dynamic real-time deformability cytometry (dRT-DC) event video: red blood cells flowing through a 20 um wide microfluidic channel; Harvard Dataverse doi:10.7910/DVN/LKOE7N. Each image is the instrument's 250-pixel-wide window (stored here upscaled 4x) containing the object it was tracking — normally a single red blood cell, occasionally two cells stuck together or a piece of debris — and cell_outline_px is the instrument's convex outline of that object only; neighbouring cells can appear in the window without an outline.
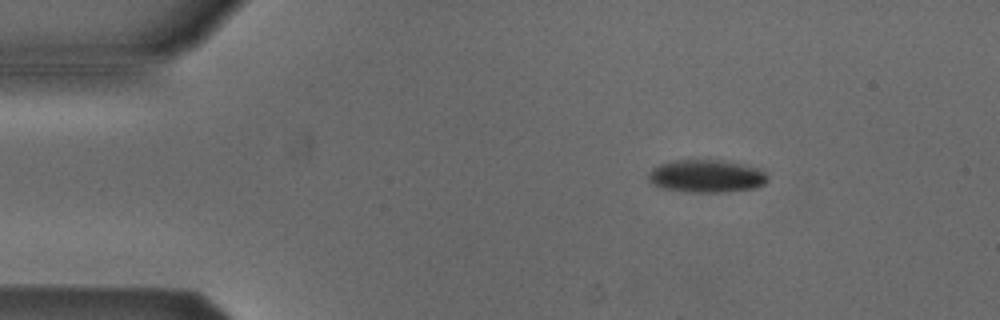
{"species": "Egyptian fruit bat (a non-hibernating species)", "species_latin": "Rousettus aegyptiacus", "temperature_condition": "cold", "stored_images_in_passage": 4, "camera_frame_rate_fps": 3000, "um_per_image_px": 0.085, "animal": {"sex": "male"}, "frame": {"image": 1, "passage_image": 2, "time_ms": 1.0, "image_size_px": [1000, 320], "cell_outline_px": [[768, 180], [764, 184], [756, 188], [724, 192], [692, 192], [664, 188], [652, 184], [648, 180], [648, 176], [652, 168], [660, 164], [676, 160], [720, 160], [764, 168], [768, 176]], "centroid_in_image_um": [60.11, 14.97], "position_along_channel_um": 24.9, "area_um2": 22.89}}